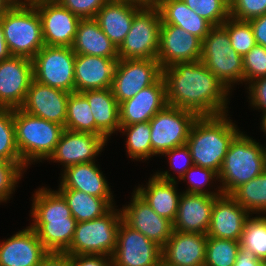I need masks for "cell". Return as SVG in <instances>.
Segmentation results:
<instances>
[{"instance_id":"1","label":"cell","mask_w":266,"mask_h":266,"mask_svg":"<svg viewBox=\"0 0 266 266\" xmlns=\"http://www.w3.org/2000/svg\"><path fill=\"white\" fill-rule=\"evenodd\" d=\"M162 76L168 105L198 117L228 113L231 93L200 60L164 68Z\"/></svg>"},{"instance_id":"2","label":"cell","mask_w":266,"mask_h":266,"mask_svg":"<svg viewBox=\"0 0 266 266\" xmlns=\"http://www.w3.org/2000/svg\"><path fill=\"white\" fill-rule=\"evenodd\" d=\"M34 192L30 227L48 252L64 253L72 243L76 219L57 190L42 186Z\"/></svg>"},{"instance_id":"3","label":"cell","mask_w":266,"mask_h":266,"mask_svg":"<svg viewBox=\"0 0 266 266\" xmlns=\"http://www.w3.org/2000/svg\"><path fill=\"white\" fill-rule=\"evenodd\" d=\"M229 114L198 117L186 145L194 165L220 172L230 143L241 132Z\"/></svg>"},{"instance_id":"4","label":"cell","mask_w":266,"mask_h":266,"mask_svg":"<svg viewBox=\"0 0 266 266\" xmlns=\"http://www.w3.org/2000/svg\"><path fill=\"white\" fill-rule=\"evenodd\" d=\"M266 169V148L240 132L230 143L218 173L221 191L230 195L237 187L259 176Z\"/></svg>"},{"instance_id":"5","label":"cell","mask_w":266,"mask_h":266,"mask_svg":"<svg viewBox=\"0 0 266 266\" xmlns=\"http://www.w3.org/2000/svg\"><path fill=\"white\" fill-rule=\"evenodd\" d=\"M13 118L22 162L28 167L48 160L56 149L64 126L33 116L20 108L13 109Z\"/></svg>"},{"instance_id":"6","label":"cell","mask_w":266,"mask_h":266,"mask_svg":"<svg viewBox=\"0 0 266 266\" xmlns=\"http://www.w3.org/2000/svg\"><path fill=\"white\" fill-rule=\"evenodd\" d=\"M0 23L12 56L33 59L45 45L40 15L34 4L15 3L0 18Z\"/></svg>"},{"instance_id":"7","label":"cell","mask_w":266,"mask_h":266,"mask_svg":"<svg viewBox=\"0 0 266 266\" xmlns=\"http://www.w3.org/2000/svg\"><path fill=\"white\" fill-rule=\"evenodd\" d=\"M200 61L230 93L235 84L243 85V56L232 48L228 32L222 25L213 26L202 40Z\"/></svg>"},{"instance_id":"8","label":"cell","mask_w":266,"mask_h":266,"mask_svg":"<svg viewBox=\"0 0 266 266\" xmlns=\"http://www.w3.org/2000/svg\"><path fill=\"white\" fill-rule=\"evenodd\" d=\"M114 206L102 217L78 222L68 255L112 256L117 244V233L122 221L121 209Z\"/></svg>"},{"instance_id":"9","label":"cell","mask_w":266,"mask_h":266,"mask_svg":"<svg viewBox=\"0 0 266 266\" xmlns=\"http://www.w3.org/2000/svg\"><path fill=\"white\" fill-rule=\"evenodd\" d=\"M161 17L155 5H144L135 15L124 42L118 48L119 59H156Z\"/></svg>"},{"instance_id":"10","label":"cell","mask_w":266,"mask_h":266,"mask_svg":"<svg viewBox=\"0 0 266 266\" xmlns=\"http://www.w3.org/2000/svg\"><path fill=\"white\" fill-rule=\"evenodd\" d=\"M198 116L189 110L166 105L149 121L153 153L158 157L168 150L185 145Z\"/></svg>"},{"instance_id":"11","label":"cell","mask_w":266,"mask_h":266,"mask_svg":"<svg viewBox=\"0 0 266 266\" xmlns=\"http://www.w3.org/2000/svg\"><path fill=\"white\" fill-rule=\"evenodd\" d=\"M75 59L71 47L44 45L32 59L34 80L69 93L75 92Z\"/></svg>"},{"instance_id":"12","label":"cell","mask_w":266,"mask_h":266,"mask_svg":"<svg viewBox=\"0 0 266 266\" xmlns=\"http://www.w3.org/2000/svg\"><path fill=\"white\" fill-rule=\"evenodd\" d=\"M111 263L112 266H161L162 247L122 220Z\"/></svg>"},{"instance_id":"13","label":"cell","mask_w":266,"mask_h":266,"mask_svg":"<svg viewBox=\"0 0 266 266\" xmlns=\"http://www.w3.org/2000/svg\"><path fill=\"white\" fill-rule=\"evenodd\" d=\"M161 76L157 59H118L111 89L120 104L153 85Z\"/></svg>"},{"instance_id":"14","label":"cell","mask_w":266,"mask_h":266,"mask_svg":"<svg viewBox=\"0 0 266 266\" xmlns=\"http://www.w3.org/2000/svg\"><path fill=\"white\" fill-rule=\"evenodd\" d=\"M33 79L32 59L22 56H11L1 61L0 108H20Z\"/></svg>"},{"instance_id":"15","label":"cell","mask_w":266,"mask_h":266,"mask_svg":"<svg viewBox=\"0 0 266 266\" xmlns=\"http://www.w3.org/2000/svg\"><path fill=\"white\" fill-rule=\"evenodd\" d=\"M34 5L40 15L44 44L72 47L81 19L56 0Z\"/></svg>"},{"instance_id":"16","label":"cell","mask_w":266,"mask_h":266,"mask_svg":"<svg viewBox=\"0 0 266 266\" xmlns=\"http://www.w3.org/2000/svg\"><path fill=\"white\" fill-rule=\"evenodd\" d=\"M202 40L183 28L161 24L157 60L162 69L201 59Z\"/></svg>"},{"instance_id":"17","label":"cell","mask_w":266,"mask_h":266,"mask_svg":"<svg viewBox=\"0 0 266 266\" xmlns=\"http://www.w3.org/2000/svg\"><path fill=\"white\" fill-rule=\"evenodd\" d=\"M107 142L101 135L64 129L54 153L48 160L61 163L63 170L75 164L90 163L101 155Z\"/></svg>"},{"instance_id":"18","label":"cell","mask_w":266,"mask_h":266,"mask_svg":"<svg viewBox=\"0 0 266 266\" xmlns=\"http://www.w3.org/2000/svg\"><path fill=\"white\" fill-rule=\"evenodd\" d=\"M133 192L130 203L121 208L122 220L163 247L172 235L173 222L158 215L143 198Z\"/></svg>"},{"instance_id":"19","label":"cell","mask_w":266,"mask_h":266,"mask_svg":"<svg viewBox=\"0 0 266 266\" xmlns=\"http://www.w3.org/2000/svg\"><path fill=\"white\" fill-rule=\"evenodd\" d=\"M69 92L32 80L20 107L23 111L65 127Z\"/></svg>"},{"instance_id":"20","label":"cell","mask_w":266,"mask_h":266,"mask_svg":"<svg viewBox=\"0 0 266 266\" xmlns=\"http://www.w3.org/2000/svg\"><path fill=\"white\" fill-rule=\"evenodd\" d=\"M166 105V84L161 76L153 85L119 104L120 126L149 122Z\"/></svg>"},{"instance_id":"21","label":"cell","mask_w":266,"mask_h":266,"mask_svg":"<svg viewBox=\"0 0 266 266\" xmlns=\"http://www.w3.org/2000/svg\"><path fill=\"white\" fill-rule=\"evenodd\" d=\"M49 252L30 227L0 241V266H39Z\"/></svg>"},{"instance_id":"22","label":"cell","mask_w":266,"mask_h":266,"mask_svg":"<svg viewBox=\"0 0 266 266\" xmlns=\"http://www.w3.org/2000/svg\"><path fill=\"white\" fill-rule=\"evenodd\" d=\"M251 214L231 195L218 196L212 208L206 235L218 239L240 241L246 220Z\"/></svg>"},{"instance_id":"23","label":"cell","mask_w":266,"mask_h":266,"mask_svg":"<svg viewBox=\"0 0 266 266\" xmlns=\"http://www.w3.org/2000/svg\"><path fill=\"white\" fill-rule=\"evenodd\" d=\"M208 236L173 230L162 247L165 266H204Z\"/></svg>"},{"instance_id":"24","label":"cell","mask_w":266,"mask_h":266,"mask_svg":"<svg viewBox=\"0 0 266 266\" xmlns=\"http://www.w3.org/2000/svg\"><path fill=\"white\" fill-rule=\"evenodd\" d=\"M217 197L182 192L173 229L181 232L206 234Z\"/></svg>"},{"instance_id":"25","label":"cell","mask_w":266,"mask_h":266,"mask_svg":"<svg viewBox=\"0 0 266 266\" xmlns=\"http://www.w3.org/2000/svg\"><path fill=\"white\" fill-rule=\"evenodd\" d=\"M118 59L76 54L75 92L111 88Z\"/></svg>"},{"instance_id":"26","label":"cell","mask_w":266,"mask_h":266,"mask_svg":"<svg viewBox=\"0 0 266 266\" xmlns=\"http://www.w3.org/2000/svg\"><path fill=\"white\" fill-rule=\"evenodd\" d=\"M143 6L130 0H108L94 19L118 49L130 30L134 15Z\"/></svg>"},{"instance_id":"27","label":"cell","mask_w":266,"mask_h":266,"mask_svg":"<svg viewBox=\"0 0 266 266\" xmlns=\"http://www.w3.org/2000/svg\"><path fill=\"white\" fill-rule=\"evenodd\" d=\"M95 162L79 163L62 170L58 189H74L95 197L115 198L106 176Z\"/></svg>"},{"instance_id":"28","label":"cell","mask_w":266,"mask_h":266,"mask_svg":"<svg viewBox=\"0 0 266 266\" xmlns=\"http://www.w3.org/2000/svg\"><path fill=\"white\" fill-rule=\"evenodd\" d=\"M179 181H170L159 178L155 172L150 176L147 185L143 184L134 191L143 198L147 204L160 216L174 222L178 212L179 198L182 192H178Z\"/></svg>"},{"instance_id":"29","label":"cell","mask_w":266,"mask_h":266,"mask_svg":"<svg viewBox=\"0 0 266 266\" xmlns=\"http://www.w3.org/2000/svg\"><path fill=\"white\" fill-rule=\"evenodd\" d=\"M81 94L87 99L95 119V135L110 140L109 137L120 129L119 103L112 89L87 90Z\"/></svg>"},{"instance_id":"30","label":"cell","mask_w":266,"mask_h":266,"mask_svg":"<svg viewBox=\"0 0 266 266\" xmlns=\"http://www.w3.org/2000/svg\"><path fill=\"white\" fill-rule=\"evenodd\" d=\"M75 54L119 59L118 49L95 19H81L72 45Z\"/></svg>"},{"instance_id":"31","label":"cell","mask_w":266,"mask_h":266,"mask_svg":"<svg viewBox=\"0 0 266 266\" xmlns=\"http://www.w3.org/2000/svg\"><path fill=\"white\" fill-rule=\"evenodd\" d=\"M161 24H171L203 40L213 25L190 9L183 0H159L155 5Z\"/></svg>"},{"instance_id":"32","label":"cell","mask_w":266,"mask_h":266,"mask_svg":"<svg viewBox=\"0 0 266 266\" xmlns=\"http://www.w3.org/2000/svg\"><path fill=\"white\" fill-rule=\"evenodd\" d=\"M57 191L67 202L77 223L102 217L116 205L114 198L95 197L74 189H57Z\"/></svg>"},{"instance_id":"33","label":"cell","mask_w":266,"mask_h":266,"mask_svg":"<svg viewBox=\"0 0 266 266\" xmlns=\"http://www.w3.org/2000/svg\"><path fill=\"white\" fill-rule=\"evenodd\" d=\"M251 215H266V169L230 194Z\"/></svg>"},{"instance_id":"34","label":"cell","mask_w":266,"mask_h":266,"mask_svg":"<svg viewBox=\"0 0 266 266\" xmlns=\"http://www.w3.org/2000/svg\"><path fill=\"white\" fill-rule=\"evenodd\" d=\"M120 132L122 136H126V153L132 161H146L156 156L151 147V129L149 122L120 126L119 133Z\"/></svg>"},{"instance_id":"35","label":"cell","mask_w":266,"mask_h":266,"mask_svg":"<svg viewBox=\"0 0 266 266\" xmlns=\"http://www.w3.org/2000/svg\"><path fill=\"white\" fill-rule=\"evenodd\" d=\"M65 129L95 134V119L87 99L78 92L69 94Z\"/></svg>"},{"instance_id":"36","label":"cell","mask_w":266,"mask_h":266,"mask_svg":"<svg viewBox=\"0 0 266 266\" xmlns=\"http://www.w3.org/2000/svg\"><path fill=\"white\" fill-rule=\"evenodd\" d=\"M0 160L14 162L24 172L28 168L22 162L16 144L13 109L0 108Z\"/></svg>"},{"instance_id":"37","label":"cell","mask_w":266,"mask_h":266,"mask_svg":"<svg viewBox=\"0 0 266 266\" xmlns=\"http://www.w3.org/2000/svg\"><path fill=\"white\" fill-rule=\"evenodd\" d=\"M240 246L266 263V215L250 216L244 225Z\"/></svg>"},{"instance_id":"38","label":"cell","mask_w":266,"mask_h":266,"mask_svg":"<svg viewBox=\"0 0 266 266\" xmlns=\"http://www.w3.org/2000/svg\"><path fill=\"white\" fill-rule=\"evenodd\" d=\"M216 180L218 183L219 178L216 171L198 165H193L190 167L179 179V181H185L188 183L187 189L185 191L183 190L182 192L206 194L209 196H221L223 193L220 186H215L217 188L214 187V191L210 190L213 188V181L216 183ZM209 185H211V188H206L207 186L210 187Z\"/></svg>"},{"instance_id":"39","label":"cell","mask_w":266,"mask_h":266,"mask_svg":"<svg viewBox=\"0 0 266 266\" xmlns=\"http://www.w3.org/2000/svg\"><path fill=\"white\" fill-rule=\"evenodd\" d=\"M240 241L208 237L204 266H233Z\"/></svg>"},{"instance_id":"40","label":"cell","mask_w":266,"mask_h":266,"mask_svg":"<svg viewBox=\"0 0 266 266\" xmlns=\"http://www.w3.org/2000/svg\"><path fill=\"white\" fill-rule=\"evenodd\" d=\"M222 26L228 32L232 48L244 56L255 45V38L249 21H241L229 17Z\"/></svg>"},{"instance_id":"41","label":"cell","mask_w":266,"mask_h":266,"mask_svg":"<svg viewBox=\"0 0 266 266\" xmlns=\"http://www.w3.org/2000/svg\"><path fill=\"white\" fill-rule=\"evenodd\" d=\"M213 26L222 25L229 17V0H183Z\"/></svg>"},{"instance_id":"42","label":"cell","mask_w":266,"mask_h":266,"mask_svg":"<svg viewBox=\"0 0 266 266\" xmlns=\"http://www.w3.org/2000/svg\"><path fill=\"white\" fill-rule=\"evenodd\" d=\"M164 155L165 157L167 156V158L169 159L168 161H169L170 169L174 171L173 174L177 173V177L172 175L169 170H166V171L158 170L156 171L155 174L161 179L170 180V181H178L180 177L190 167L194 165L192 161L190 149L186 144L179 146V147H175L171 150H168L162 156L164 157Z\"/></svg>"},{"instance_id":"43","label":"cell","mask_w":266,"mask_h":266,"mask_svg":"<svg viewBox=\"0 0 266 266\" xmlns=\"http://www.w3.org/2000/svg\"><path fill=\"white\" fill-rule=\"evenodd\" d=\"M245 86L255 79L266 77V48L255 45L243 56Z\"/></svg>"},{"instance_id":"44","label":"cell","mask_w":266,"mask_h":266,"mask_svg":"<svg viewBox=\"0 0 266 266\" xmlns=\"http://www.w3.org/2000/svg\"><path fill=\"white\" fill-rule=\"evenodd\" d=\"M24 171L14 162L0 160V203H7L15 192Z\"/></svg>"},{"instance_id":"45","label":"cell","mask_w":266,"mask_h":266,"mask_svg":"<svg viewBox=\"0 0 266 266\" xmlns=\"http://www.w3.org/2000/svg\"><path fill=\"white\" fill-rule=\"evenodd\" d=\"M229 14L233 19L249 21L266 14V0H229Z\"/></svg>"},{"instance_id":"46","label":"cell","mask_w":266,"mask_h":266,"mask_svg":"<svg viewBox=\"0 0 266 266\" xmlns=\"http://www.w3.org/2000/svg\"><path fill=\"white\" fill-rule=\"evenodd\" d=\"M80 19H94L108 0H56Z\"/></svg>"},{"instance_id":"47","label":"cell","mask_w":266,"mask_h":266,"mask_svg":"<svg viewBox=\"0 0 266 266\" xmlns=\"http://www.w3.org/2000/svg\"><path fill=\"white\" fill-rule=\"evenodd\" d=\"M249 104L255 110L266 113V77L253 80L247 85Z\"/></svg>"},{"instance_id":"48","label":"cell","mask_w":266,"mask_h":266,"mask_svg":"<svg viewBox=\"0 0 266 266\" xmlns=\"http://www.w3.org/2000/svg\"><path fill=\"white\" fill-rule=\"evenodd\" d=\"M70 266H112L111 256L69 255Z\"/></svg>"},{"instance_id":"49","label":"cell","mask_w":266,"mask_h":266,"mask_svg":"<svg viewBox=\"0 0 266 266\" xmlns=\"http://www.w3.org/2000/svg\"><path fill=\"white\" fill-rule=\"evenodd\" d=\"M256 45L266 48V14L249 20Z\"/></svg>"},{"instance_id":"50","label":"cell","mask_w":266,"mask_h":266,"mask_svg":"<svg viewBox=\"0 0 266 266\" xmlns=\"http://www.w3.org/2000/svg\"><path fill=\"white\" fill-rule=\"evenodd\" d=\"M233 266H266V263L257 259L250 250L240 246Z\"/></svg>"},{"instance_id":"51","label":"cell","mask_w":266,"mask_h":266,"mask_svg":"<svg viewBox=\"0 0 266 266\" xmlns=\"http://www.w3.org/2000/svg\"><path fill=\"white\" fill-rule=\"evenodd\" d=\"M39 266H70V258L66 253L49 252Z\"/></svg>"},{"instance_id":"52","label":"cell","mask_w":266,"mask_h":266,"mask_svg":"<svg viewBox=\"0 0 266 266\" xmlns=\"http://www.w3.org/2000/svg\"><path fill=\"white\" fill-rule=\"evenodd\" d=\"M11 56L12 55L5 41L4 32L0 23V62L7 58H10Z\"/></svg>"},{"instance_id":"53","label":"cell","mask_w":266,"mask_h":266,"mask_svg":"<svg viewBox=\"0 0 266 266\" xmlns=\"http://www.w3.org/2000/svg\"><path fill=\"white\" fill-rule=\"evenodd\" d=\"M15 0H0V18L15 4Z\"/></svg>"},{"instance_id":"54","label":"cell","mask_w":266,"mask_h":266,"mask_svg":"<svg viewBox=\"0 0 266 266\" xmlns=\"http://www.w3.org/2000/svg\"><path fill=\"white\" fill-rule=\"evenodd\" d=\"M142 5H156L159 0H130Z\"/></svg>"},{"instance_id":"55","label":"cell","mask_w":266,"mask_h":266,"mask_svg":"<svg viewBox=\"0 0 266 266\" xmlns=\"http://www.w3.org/2000/svg\"><path fill=\"white\" fill-rule=\"evenodd\" d=\"M262 115L261 116V131H263L265 134L264 136L266 135V113H263V114H260Z\"/></svg>"},{"instance_id":"56","label":"cell","mask_w":266,"mask_h":266,"mask_svg":"<svg viewBox=\"0 0 266 266\" xmlns=\"http://www.w3.org/2000/svg\"><path fill=\"white\" fill-rule=\"evenodd\" d=\"M41 1H55V0H15L16 3L35 4Z\"/></svg>"}]
</instances>
